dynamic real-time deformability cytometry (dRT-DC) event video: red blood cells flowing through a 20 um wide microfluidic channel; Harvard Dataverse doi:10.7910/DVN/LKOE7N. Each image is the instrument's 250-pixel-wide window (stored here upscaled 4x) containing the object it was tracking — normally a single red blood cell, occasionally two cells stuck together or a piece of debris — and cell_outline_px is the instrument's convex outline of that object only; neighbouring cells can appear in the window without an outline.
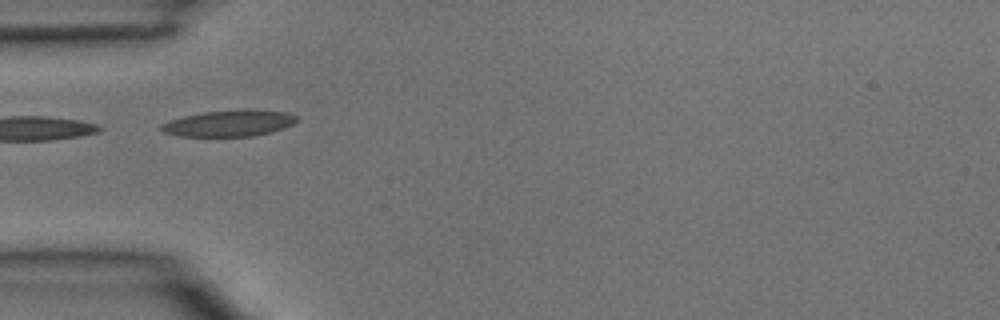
{"species": "common noctule bat (a hibernating species)", "species_latin": "Nyctalus noctula", "temperature_condition": "room temperature", "stored_images_in_passage": 5, "camera_frame_rate_fps": 3000, "um_per_image_px": 0.085, "animal": {"sex": "male", "body_mass_g": 15.6}, "frame": {"image": 1, "passage_image": 4, "time_ms": 1.0, "image_size_px": [1000, 320], "cell_outline_px": [[300, 120], [284, 128], [272, 132], [252, 136], [180, 136], [164, 132], [160, 128], [160, 124], [184, 116], [204, 112], [244, 108], [288, 112], [296, 116]], "centroid_in_image_um": [19.54, 10.46], "position_along_channel_um": 65.5, "area_um2": 20.92}}